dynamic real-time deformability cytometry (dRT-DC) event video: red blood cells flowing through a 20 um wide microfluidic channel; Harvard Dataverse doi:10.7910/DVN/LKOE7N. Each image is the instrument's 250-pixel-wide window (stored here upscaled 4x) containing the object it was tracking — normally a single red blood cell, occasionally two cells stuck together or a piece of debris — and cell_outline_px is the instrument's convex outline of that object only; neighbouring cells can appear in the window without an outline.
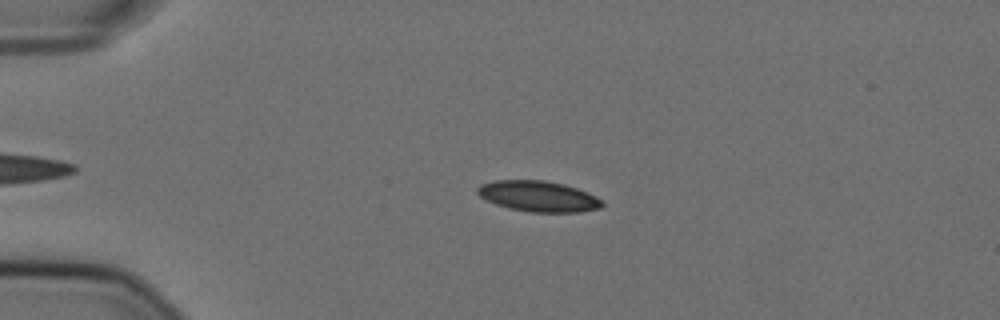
{"species": "Egyptian fruit bat (a non-hibernating species)", "species_latin": "Rousettus aegyptiacus", "temperature_condition": "cold", "stored_images_in_passage": 19, "camera_frame_rate_fps": 3000, "um_per_image_px": 0.085, "animal": {"sex": "female"}, "frame": {"image": 1, "passage_image": 13, "time_ms": 4.0, "image_size_px": [1000, 320], "cell_outline_px": [[604, 204], [600, 208], [580, 212], [528, 212], [508, 208], [496, 204], [480, 196], [476, 192], [476, 188], [480, 184], [496, 180], [544, 180], [564, 184], [588, 192], [604, 200]], "centroid_in_image_um": [45.78, 16.68], "position_along_channel_um": 39.2, "area_um2": 22.48}}